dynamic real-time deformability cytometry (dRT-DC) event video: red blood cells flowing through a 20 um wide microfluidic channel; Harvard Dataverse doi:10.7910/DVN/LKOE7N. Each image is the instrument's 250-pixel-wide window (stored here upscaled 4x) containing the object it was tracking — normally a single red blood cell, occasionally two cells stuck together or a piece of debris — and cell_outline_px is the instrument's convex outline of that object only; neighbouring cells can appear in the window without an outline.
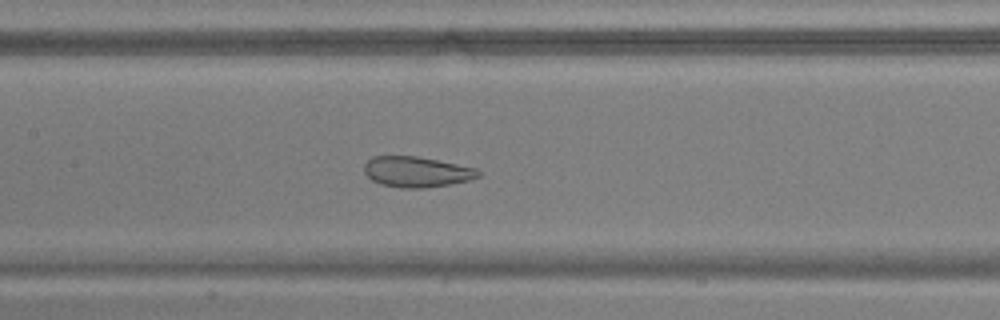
{"species": "common noctule bat (a hibernating species)", "species_latin": "Nyctalus noctula", "temperature_condition": "warm", "stored_images_in_passage": 55, "camera_frame_rate_fps": 3000, "um_per_image_px": 0.085, "animal": {"sex": "male", "body_mass_g": 17.9, "forearm_length_mm": 54.2}, "frame": {"image": 1, "passage_image": 26, "time_ms": 8.333, "image_size_px": [1000, 320], "cell_outline_px": [[480, 176], [468, 180], [448, 184], [424, 188], [400, 188], [380, 184], [372, 180], [364, 172], [364, 164], [372, 156], [416, 156], [476, 168], [480, 172]], "centroid_in_image_um": [35.37, 14.61], "position_along_channel_um": 172.0, "area_um2": 20.17}}
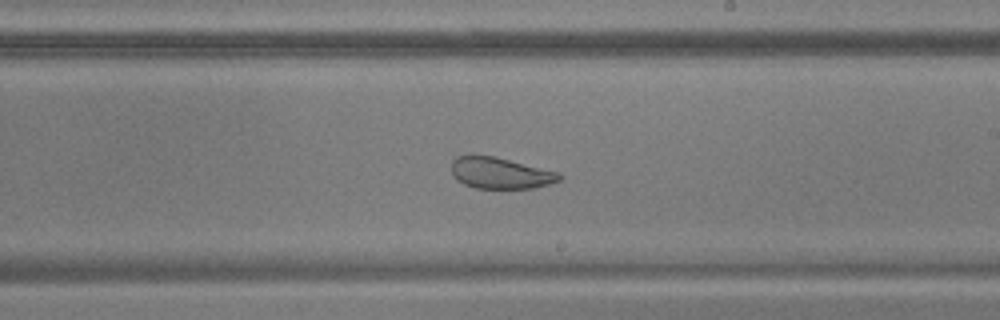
{"frame": {"image": 2, "passage_image": 32, "time_ms": 10.333, "image_size_px": [1000, 320], "cell_outline_px": [[564, 176], [560, 180], [548, 184], [532, 188], [476, 188], [464, 184], [456, 180], [452, 172], [452, 160], [456, 156], [472, 152], [492, 156], [560, 172]], "centroid_in_image_um": [42.48, 14.68], "position_along_channel_um": 246.5, "area_um2": 20.0}}
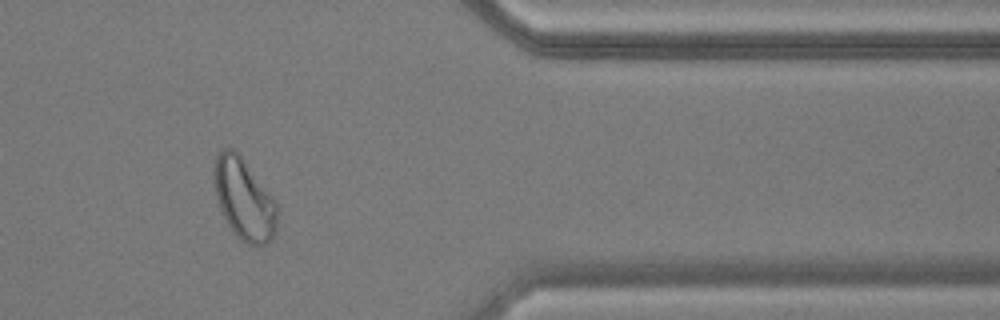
{"frame": {"image": 3, "passage_image": 45, "time_ms": 14.667, "image_size_px": [1000, 320], "cell_outline_px": [[276, 232], [264, 244], [248, 244], [236, 236], [228, 224], [220, 208], [216, 196], [212, 180], [212, 172], [216, 156], [220, 148], [232, 148], [240, 156], [272, 196], [276, 204]], "centroid_in_image_um": [20.69, 16.89], "position_along_channel_um": 390.7, "area_um2": 29.48}, "authors_computed_cell_mechanics": {"area_um2": 29.2468, "velocity_mm_per_s": 3.7412, "shape_relaxation_time_tau1_ms": null, "shape_relaxation_time_tau2_ms": 1.2043, "deformation_change_tau1": null, "deformation_change_tau2": 0.0794}}